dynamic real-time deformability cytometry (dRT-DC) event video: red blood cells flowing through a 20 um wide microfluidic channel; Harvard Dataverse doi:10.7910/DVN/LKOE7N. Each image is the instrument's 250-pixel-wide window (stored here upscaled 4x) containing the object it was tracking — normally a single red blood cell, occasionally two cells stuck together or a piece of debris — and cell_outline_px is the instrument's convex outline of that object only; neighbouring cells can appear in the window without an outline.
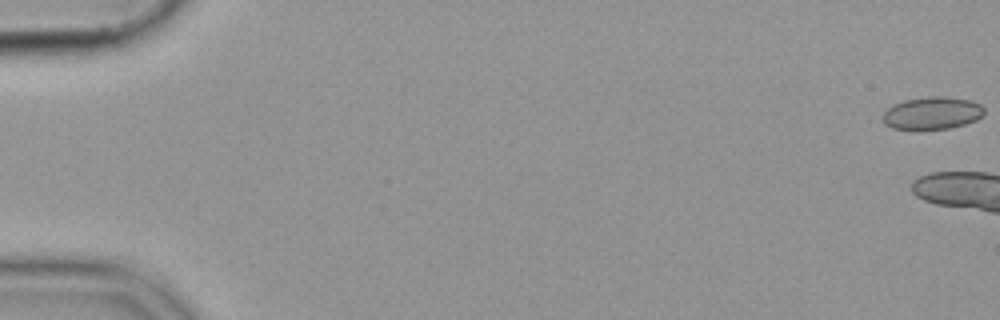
{"species": "common noctule bat (a hibernating species)", "species_latin": "Nyctalus noctula", "temperature_condition": "cold", "stored_images_in_passage": 6, "camera_frame_rate_fps": 3000, "um_per_image_px": 0.085, "animal": {"sex": "female", "body_mass_g": 19.9}, "frame": {"image": 1, "passage_image": 1, "time_ms": 0.0, "image_size_px": [1000, 320], "cell_outline_px": [[984, 112], [976, 120], [964, 124], [948, 128], [916, 132], [892, 128], [884, 124], [880, 120], [880, 116], [892, 104], [904, 100], [932, 96], [940, 96], [972, 100], [980, 104], [984, 108]], "centroid_in_image_um": [79.14, 9.65], "position_along_channel_um": 5.9, "area_um2": 19.88}}